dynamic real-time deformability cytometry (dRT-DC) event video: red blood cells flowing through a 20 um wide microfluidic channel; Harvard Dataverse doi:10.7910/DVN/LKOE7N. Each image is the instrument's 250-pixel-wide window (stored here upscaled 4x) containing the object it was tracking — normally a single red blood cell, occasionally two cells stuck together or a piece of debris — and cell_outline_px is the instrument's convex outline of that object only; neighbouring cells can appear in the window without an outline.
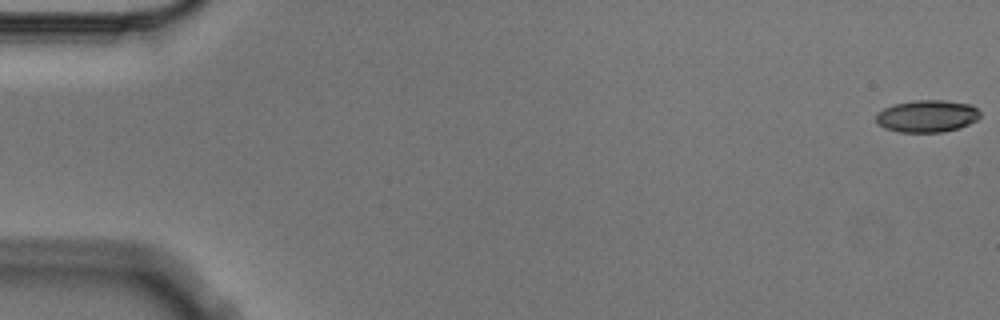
{"species": "Egyptian fruit bat (a non-hibernating species)", "species_latin": "Rousettus aegyptiacus", "temperature_condition": "cold", "stored_images_in_passage": 10, "camera_frame_rate_fps": 3000, "um_per_image_px": 0.085, "animal": {"sex": "male"}, "frame": {"image": 1, "passage_image": 1, "time_ms": 0.0, "image_size_px": [1000, 320], "cell_outline_px": [[980, 116], [976, 120], [960, 128], [940, 132], [900, 132], [884, 128], [876, 124], [876, 116], [884, 108], [896, 104], [912, 100], [944, 100], [972, 104], [980, 112]], "centroid_in_image_um": [78.81, 9.87], "position_along_channel_um": 6.2, "area_um2": 19.54}}
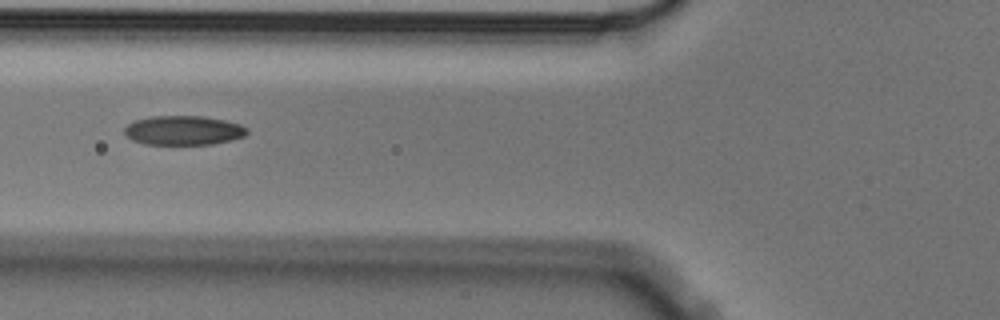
{"frame": {"image": 2, "passage_image": 6, "time_ms": 1.667, "image_size_px": [1000, 320], "cell_outline_px": [[248, 132], [244, 136], [232, 140], [212, 144], [144, 144], [132, 140], [124, 136], [124, 128], [132, 120], [152, 116], [200, 116], [224, 120], [240, 124], [248, 128]], "centroid_in_image_um": [15.56, 11.08], "position_along_channel_um": 110.2, "area_um2": 21.1}}
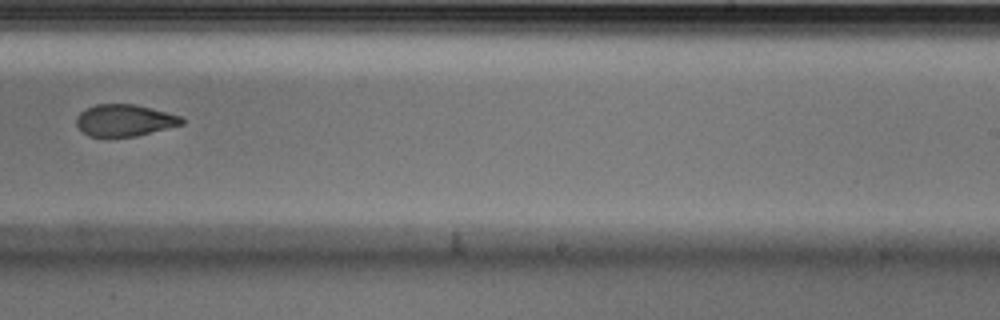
{"frame": {"image": 3, "passage_image": 10, "time_ms": 3.0, "image_size_px": [1000, 320], "cell_outline_px": [[184, 124], [136, 136], [108, 140], [88, 136], [76, 124], [76, 116], [80, 112], [96, 104], [136, 104], [180, 116], [184, 120]], "centroid_in_image_um": [10.54, 10.27], "position_along_channel_um": 278.5, "area_um2": 20.0}}